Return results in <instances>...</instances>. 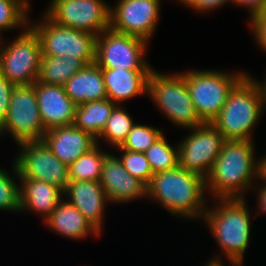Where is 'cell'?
<instances>
[{"label": "cell", "instance_id": "1", "mask_svg": "<svg viewBox=\"0 0 266 266\" xmlns=\"http://www.w3.org/2000/svg\"><path fill=\"white\" fill-rule=\"evenodd\" d=\"M253 142L226 140L205 178L208 197L209 194L213 199L246 197L247 192L259 180V158L255 155Z\"/></svg>", "mask_w": 266, "mask_h": 266}, {"label": "cell", "instance_id": "2", "mask_svg": "<svg viewBox=\"0 0 266 266\" xmlns=\"http://www.w3.org/2000/svg\"><path fill=\"white\" fill-rule=\"evenodd\" d=\"M146 190L147 199L157 201L174 217L202 219L207 208L205 178L179 165L153 174Z\"/></svg>", "mask_w": 266, "mask_h": 266}, {"label": "cell", "instance_id": "3", "mask_svg": "<svg viewBox=\"0 0 266 266\" xmlns=\"http://www.w3.org/2000/svg\"><path fill=\"white\" fill-rule=\"evenodd\" d=\"M207 206L202 221L211 231L225 260L232 266H244L243 257L250 244L251 218L246 198H215ZM218 203V204H217ZM251 216V217H250Z\"/></svg>", "mask_w": 266, "mask_h": 266}, {"label": "cell", "instance_id": "4", "mask_svg": "<svg viewBox=\"0 0 266 266\" xmlns=\"http://www.w3.org/2000/svg\"><path fill=\"white\" fill-rule=\"evenodd\" d=\"M264 111L262 87L247 74L230 92L211 124L226 140H253V128Z\"/></svg>", "mask_w": 266, "mask_h": 266}, {"label": "cell", "instance_id": "5", "mask_svg": "<svg viewBox=\"0 0 266 266\" xmlns=\"http://www.w3.org/2000/svg\"><path fill=\"white\" fill-rule=\"evenodd\" d=\"M147 95L178 128L192 129L204 124L196 113L183 72L161 74L154 68L148 79Z\"/></svg>", "mask_w": 266, "mask_h": 266}, {"label": "cell", "instance_id": "6", "mask_svg": "<svg viewBox=\"0 0 266 266\" xmlns=\"http://www.w3.org/2000/svg\"><path fill=\"white\" fill-rule=\"evenodd\" d=\"M183 74L198 117L203 123H211L248 72L203 69L186 70Z\"/></svg>", "mask_w": 266, "mask_h": 266}, {"label": "cell", "instance_id": "7", "mask_svg": "<svg viewBox=\"0 0 266 266\" xmlns=\"http://www.w3.org/2000/svg\"><path fill=\"white\" fill-rule=\"evenodd\" d=\"M41 21H31L29 26L38 35L42 55L73 56L79 58L85 65L95 62L97 36L65 27L50 20L45 14Z\"/></svg>", "mask_w": 266, "mask_h": 266}, {"label": "cell", "instance_id": "8", "mask_svg": "<svg viewBox=\"0 0 266 266\" xmlns=\"http://www.w3.org/2000/svg\"><path fill=\"white\" fill-rule=\"evenodd\" d=\"M11 43L0 38V72L14 85L34 84L39 75L41 43L28 26Z\"/></svg>", "mask_w": 266, "mask_h": 266}, {"label": "cell", "instance_id": "9", "mask_svg": "<svg viewBox=\"0 0 266 266\" xmlns=\"http://www.w3.org/2000/svg\"><path fill=\"white\" fill-rule=\"evenodd\" d=\"M7 132L16 145L43 139L46 130L38 108L35 83L14 86L7 115L0 124V137Z\"/></svg>", "mask_w": 266, "mask_h": 266}, {"label": "cell", "instance_id": "10", "mask_svg": "<svg viewBox=\"0 0 266 266\" xmlns=\"http://www.w3.org/2000/svg\"><path fill=\"white\" fill-rule=\"evenodd\" d=\"M148 44L142 38L109 28L96 38L95 63L108 69L153 70L145 59Z\"/></svg>", "mask_w": 266, "mask_h": 266}, {"label": "cell", "instance_id": "11", "mask_svg": "<svg viewBox=\"0 0 266 266\" xmlns=\"http://www.w3.org/2000/svg\"><path fill=\"white\" fill-rule=\"evenodd\" d=\"M110 6L105 0H52L44 14L61 26L98 36L110 27Z\"/></svg>", "mask_w": 266, "mask_h": 266}, {"label": "cell", "instance_id": "12", "mask_svg": "<svg viewBox=\"0 0 266 266\" xmlns=\"http://www.w3.org/2000/svg\"><path fill=\"white\" fill-rule=\"evenodd\" d=\"M188 130L191 133L177 143L178 165L186 171L206 178L226 139L211 123H204Z\"/></svg>", "mask_w": 266, "mask_h": 266}, {"label": "cell", "instance_id": "13", "mask_svg": "<svg viewBox=\"0 0 266 266\" xmlns=\"http://www.w3.org/2000/svg\"><path fill=\"white\" fill-rule=\"evenodd\" d=\"M17 147L20 152L14 162L23 178L50 183L64 192L70 181L68 166L59 160L43 140L22 142Z\"/></svg>", "mask_w": 266, "mask_h": 266}, {"label": "cell", "instance_id": "14", "mask_svg": "<svg viewBox=\"0 0 266 266\" xmlns=\"http://www.w3.org/2000/svg\"><path fill=\"white\" fill-rule=\"evenodd\" d=\"M161 0H117L110 6V29L149 42L157 30Z\"/></svg>", "mask_w": 266, "mask_h": 266}, {"label": "cell", "instance_id": "15", "mask_svg": "<svg viewBox=\"0 0 266 266\" xmlns=\"http://www.w3.org/2000/svg\"><path fill=\"white\" fill-rule=\"evenodd\" d=\"M109 203H128L147 197L146 185L133 177L122 165L119 157L107 153L99 180Z\"/></svg>", "mask_w": 266, "mask_h": 266}, {"label": "cell", "instance_id": "16", "mask_svg": "<svg viewBox=\"0 0 266 266\" xmlns=\"http://www.w3.org/2000/svg\"><path fill=\"white\" fill-rule=\"evenodd\" d=\"M35 92L46 131L74 125L77 105L68 97L64 86L36 81Z\"/></svg>", "mask_w": 266, "mask_h": 266}, {"label": "cell", "instance_id": "17", "mask_svg": "<svg viewBox=\"0 0 266 266\" xmlns=\"http://www.w3.org/2000/svg\"><path fill=\"white\" fill-rule=\"evenodd\" d=\"M70 202L101 234L105 206L108 204L106 193L98 181H69L63 192ZM67 196V197H66Z\"/></svg>", "mask_w": 266, "mask_h": 266}, {"label": "cell", "instance_id": "18", "mask_svg": "<svg viewBox=\"0 0 266 266\" xmlns=\"http://www.w3.org/2000/svg\"><path fill=\"white\" fill-rule=\"evenodd\" d=\"M12 164V176L14 178L16 176V179L21 181V185H19L20 213L29 210L38 213L37 215L42 216L45 221L64 198L63 191L41 180L23 178L14 161Z\"/></svg>", "mask_w": 266, "mask_h": 266}, {"label": "cell", "instance_id": "19", "mask_svg": "<svg viewBox=\"0 0 266 266\" xmlns=\"http://www.w3.org/2000/svg\"><path fill=\"white\" fill-rule=\"evenodd\" d=\"M42 140L59 160L67 166L97 144L95 138L75 125L46 131Z\"/></svg>", "mask_w": 266, "mask_h": 266}, {"label": "cell", "instance_id": "20", "mask_svg": "<svg viewBox=\"0 0 266 266\" xmlns=\"http://www.w3.org/2000/svg\"><path fill=\"white\" fill-rule=\"evenodd\" d=\"M152 70H126L102 68L107 99L116 105L147 94Z\"/></svg>", "mask_w": 266, "mask_h": 266}, {"label": "cell", "instance_id": "21", "mask_svg": "<svg viewBox=\"0 0 266 266\" xmlns=\"http://www.w3.org/2000/svg\"><path fill=\"white\" fill-rule=\"evenodd\" d=\"M44 224L58 235L73 240L85 239L89 234L94 237L101 235L82 213L65 198L57 204Z\"/></svg>", "mask_w": 266, "mask_h": 266}, {"label": "cell", "instance_id": "22", "mask_svg": "<svg viewBox=\"0 0 266 266\" xmlns=\"http://www.w3.org/2000/svg\"><path fill=\"white\" fill-rule=\"evenodd\" d=\"M68 97L76 104L107 98L102 68L95 62L86 64L64 84Z\"/></svg>", "mask_w": 266, "mask_h": 266}, {"label": "cell", "instance_id": "23", "mask_svg": "<svg viewBox=\"0 0 266 266\" xmlns=\"http://www.w3.org/2000/svg\"><path fill=\"white\" fill-rule=\"evenodd\" d=\"M115 105L107 98L77 105L74 125L97 140Z\"/></svg>", "mask_w": 266, "mask_h": 266}, {"label": "cell", "instance_id": "24", "mask_svg": "<svg viewBox=\"0 0 266 266\" xmlns=\"http://www.w3.org/2000/svg\"><path fill=\"white\" fill-rule=\"evenodd\" d=\"M84 66L85 64L79 58L73 56L41 55L37 81L45 84L64 86L69 78Z\"/></svg>", "mask_w": 266, "mask_h": 266}, {"label": "cell", "instance_id": "25", "mask_svg": "<svg viewBox=\"0 0 266 266\" xmlns=\"http://www.w3.org/2000/svg\"><path fill=\"white\" fill-rule=\"evenodd\" d=\"M100 147L99 144H96L68 166L70 181L89 180L99 182L104 157L108 153Z\"/></svg>", "mask_w": 266, "mask_h": 266}, {"label": "cell", "instance_id": "26", "mask_svg": "<svg viewBox=\"0 0 266 266\" xmlns=\"http://www.w3.org/2000/svg\"><path fill=\"white\" fill-rule=\"evenodd\" d=\"M134 124L133 118L125 110V107L115 105L96 143L100 144L99 141L103 139L110 146L119 147L126 140Z\"/></svg>", "mask_w": 266, "mask_h": 266}, {"label": "cell", "instance_id": "27", "mask_svg": "<svg viewBox=\"0 0 266 266\" xmlns=\"http://www.w3.org/2000/svg\"><path fill=\"white\" fill-rule=\"evenodd\" d=\"M144 154L154 174L178 166V145L171 146L164 134Z\"/></svg>", "mask_w": 266, "mask_h": 266}, {"label": "cell", "instance_id": "28", "mask_svg": "<svg viewBox=\"0 0 266 266\" xmlns=\"http://www.w3.org/2000/svg\"><path fill=\"white\" fill-rule=\"evenodd\" d=\"M162 135L163 131L161 128L136 123L132 126L126 140L120 147L132 152H145Z\"/></svg>", "mask_w": 266, "mask_h": 266}, {"label": "cell", "instance_id": "29", "mask_svg": "<svg viewBox=\"0 0 266 266\" xmlns=\"http://www.w3.org/2000/svg\"><path fill=\"white\" fill-rule=\"evenodd\" d=\"M117 151H121L119 159L123 167L133 176L143 182L146 186L150 183L153 176L150 164L144 152H132L116 147Z\"/></svg>", "mask_w": 266, "mask_h": 266}, {"label": "cell", "instance_id": "30", "mask_svg": "<svg viewBox=\"0 0 266 266\" xmlns=\"http://www.w3.org/2000/svg\"><path fill=\"white\" fill-rule=\"evenodd\" d=\"M30 17L15 3L14 0H0V38L3 31L29 26Z\"/></svg>", "mask_w": 266, "mask_h": 266}, {"label": "cell", "instance_id": "31", "mask_svg": "<svg viewBox=\"0 0 266 266\" xmlns=\"http://www.w3.org/2000/svg\"><path fill=\"white\" fill-rule=\"evenodd\" d=\"M11 175L0 167V210L20 213L19 185Z\"/></svg>", "mask_w": 266, "mask_h": 266}, {"label": "cell", "instance_id": "32", "mask_svg": "<svg viewBox=\"0 0 266 266\" xmlns=\"http://www.w3.org/2000/svg\"><path fill=\"white\" fill-rule=\"evenodd\" d=\"M255 41L261 50L266 51V10L248 18Z\"/></svg>", "mask_w": 266, "mask_h": 266}, {"label": "cell", "instance_id": "33", "mask_svg": "<svg viewBox=\"0 0 266 266\" xmlns=\"http://www.w3.org/2000/svg\"><path fill=\"white\" fill-rule=\"evenodd\" d=\"M177 2L200 13L219 9L226 3H231L230 0H178Z\"/></svg>", "mask_w": 266, "mask_h": 266}, {"label": "cell", "instance_id": "34", "mask_svg": "<svg viewBox=\"0 0 266 266\" xmlns=\"http://www.w3.org/2000/svg\"><path fill=\"white\" fill-rule=\"evenodd\" d=\"M14 84L8 81L3 74L0 72V124L5 119L12 90L14 89Z\"/></svg>", "mask_w": 266, "mask_h": 266}, {"label": "cell", "instance_id": "35", "mask_svg": "<svg viewBox=\"0 0 266 266\" xmlns=\"http://www.w3.org/2000/svg\"><path fill=\"white\" fill-rule=\"evenodd\" d=\"M234 5L247 8L249 17L266 10V0H230Z\"/></svg>", "mask_w": 266, "mask_h": 266}, {"label": "cell", "instance_id": "36", "mask_svg": "<svg viewBox=\"0 0 266 266\" xmlns=\"http://www.w3.org/2000/svg\"><path fill=\"white\" fill-rule=\"evenodd\" d=\"M254 185L255 186L252 187L254 188V190H256L255 188L258 186L257 187L258 189L256 190V195H258L256 201L257 202L256 211L257 209L258 211L255 213V216H257L259 213H261V215L262 214L266 215V183L257 180V182Z\"/></svg>", "mask_w": 266, "mask_h": 266}, {"label": "cell", "instance_id": "37", "mask_svg": "<svg viewBox=\"0 0 266 266\" xmlns=\"http://www.w3.org/2000/svg\"><path fill=\"white\" fill-rule=\"evenodd\" d=\"M259 159V180L266 183V154ZM261 179V180H260Z\"/></svg>", "mask_w": 266, "mask_h": 266}, {"label": "cell", "instance_id": "38", "mask_svg": "<svg viewBox=\"0 0 266 266\" xmlns=\"http://www.w3.org/2000/svg\"><path fill=\"white\" fill-rule=\"evenodd\" d=\"M15 3L28 15L30 13L29 11L31 10V1L30 0H14Z\"/></svg>", "mask_w": 266, "mask_h": 266}, {"label": "cell", "instance_id": "39", "mask_svg": "<svg viewBox=\"0 0 266 266\" xmlns=\"http://www.w3.org/2000/svg\"><path fill=\"white\" fill-rule=\"evenodd\" d=\"M220 256V257H219ZM207 264L205 266H225L223 265V261L221 260V254L218 256L215 255V257L211 258L210 260H207Z\"/></svg>", "mask_w": 266, "mask_h": 266}, {"label": "cell", "instance_id": "40", "mask_svg": "<svg viewBox=\"0 0 266 266\" xmlns=\"http://www.w3.org/2000/svg\"><path fill=\"white\" fill-rule=\"evenodd\" d=\"M258 82L260 83L261 87H262V91H263V94H264V108H265V111H266V76L265 78L260 81L259 79H257Z\"/></svg>", "mask_w": 266, "mask_h": 266}]
</instances>
